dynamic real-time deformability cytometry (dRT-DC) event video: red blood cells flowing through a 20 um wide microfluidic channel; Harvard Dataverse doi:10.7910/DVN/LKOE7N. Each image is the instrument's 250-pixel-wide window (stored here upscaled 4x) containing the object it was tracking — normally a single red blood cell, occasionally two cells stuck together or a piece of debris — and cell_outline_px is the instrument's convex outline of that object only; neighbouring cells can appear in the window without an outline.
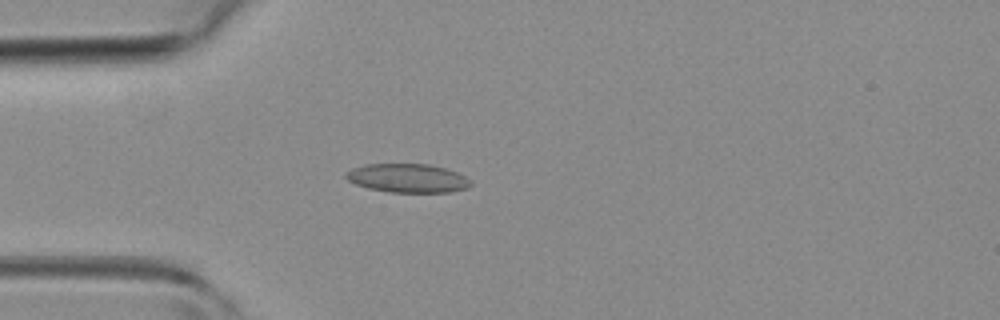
{"species": "common noctule bat (a hibernating species)", "species_latin": "Nyctalus noctula", "temperature_condition": "room temperature", "stored_images_in_passage": 44, "camera_frame_rate_fps": 3000, "um_per_image_px": 0.085, "animal": {"sex": "female", "body_mass_g": 19.3, "forearm_length_mm": 54.1}, "frame": {"image": 1, "passage_image": 12, "time_ms": 3.667, "image_size_px": [1000, 320], "cell_outline_px": [[472, 184], [468, 188], [452, 192], [388, 192], [368, 188], [356, 184], [348, 180], [344, 176], [344, 172], [352, 168], [364, 164], [428, 164], [444, 168], [456, 172], [464, 176]], "centroid_in_image_um": [34.61, 15.14], "position_along_channel_um": 50.4, "area_um2": 20.92}}
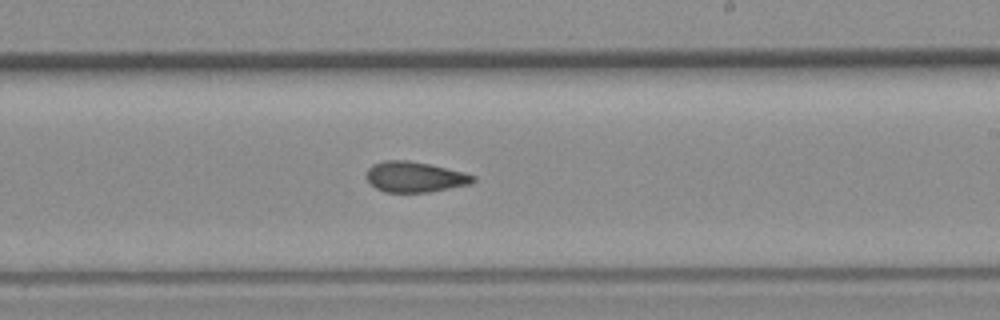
{"frame": {"image": 2, "passage_image": 26, "time_ms": 8.333, "image_size_px": [1000, 320], "cell_outline_px": [[476, 180], [472, 184], [428, 192], [384, 192], [376, 188], [368, 180], [368, 168], [372, 164], [384, 160], [408, 160], [428, 164], [464, 172], [476, 176]], "centroid_in_image_um": [35.29, 15.04], "position_along_channel_um": 253.7, "area_um2": 18.9}}
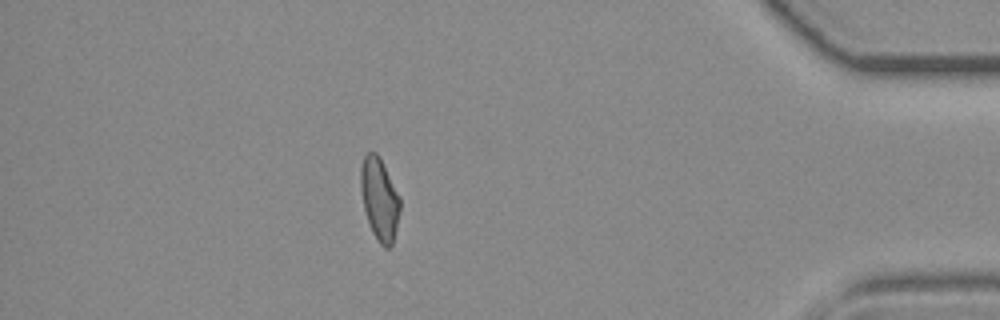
{"frame": {"image": 3, "passage_image": 39, "time_ms": 12.667, "image_size_px": [1000, 320], "cell_outline_px": [[400, 208], [396, 228], [392, 244], [388, 248], [384, 248], [380, 244], [372, 232], [364, 208], [360, 188], [360, 168], [364, 156], [368, 152], [376, 152], [380, 156], [400, 196]], "centroid_in_image_um": [32.25, 16.88], "position_along_channel_um": 402.9, "area_um2": 18.9}}